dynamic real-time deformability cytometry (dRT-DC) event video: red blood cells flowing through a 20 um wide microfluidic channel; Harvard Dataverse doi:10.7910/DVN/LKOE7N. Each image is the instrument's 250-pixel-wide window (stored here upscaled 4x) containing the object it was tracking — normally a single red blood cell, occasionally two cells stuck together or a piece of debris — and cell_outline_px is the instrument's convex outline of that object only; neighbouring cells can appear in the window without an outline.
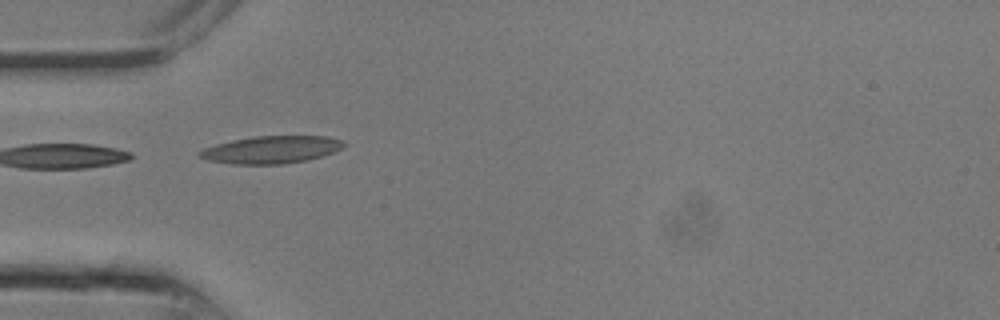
{"species": "common noctule bat (a hibernating species)", "species_latin": "Nyctalus noctula", "temperature_condition": "room temperature", "stored_images_in_passage": 4, "camera_frame_rate_fps": 3000, "um_per_image_px": 0.085, "animal": {"sex": "male", "body_mass_g": 13.3}, "frame": {"image": 1, "passage_image": 1, "time_ms": 0.0, "image_size_px": [1000, 320], "cell_outline_px": [[348, 144], [324, 156], [308, 160], [284, 164], [232, 164], [208, 160], [196, 156], [196, 152], [204, 148], [216, 144], [232, 140], [252, 136], [328, 136], [344, 140]], "centroid_in_image_um": [23.06, 12.72], "position_along_channel_um": 61.9, "area_um2": 23.35}}
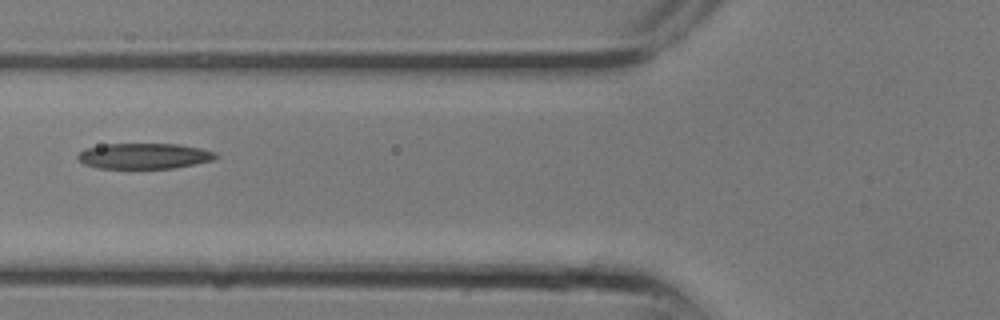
{"frame": {"image": 2, "passage_image": 3, "time_ms": 0.667, "image_size_px": [1000, 320], "cell_outline_px": [[216, 160], [172, 168], [96, 168], [84, 164], [76, 156], [84, 148], [104, 144], [180, 144], [200, 148], [216, 152]], "centroid_in_image_um": [12.25, 13.25], "position_along_channel_um": 113.6, "area_um2": 20.63}}